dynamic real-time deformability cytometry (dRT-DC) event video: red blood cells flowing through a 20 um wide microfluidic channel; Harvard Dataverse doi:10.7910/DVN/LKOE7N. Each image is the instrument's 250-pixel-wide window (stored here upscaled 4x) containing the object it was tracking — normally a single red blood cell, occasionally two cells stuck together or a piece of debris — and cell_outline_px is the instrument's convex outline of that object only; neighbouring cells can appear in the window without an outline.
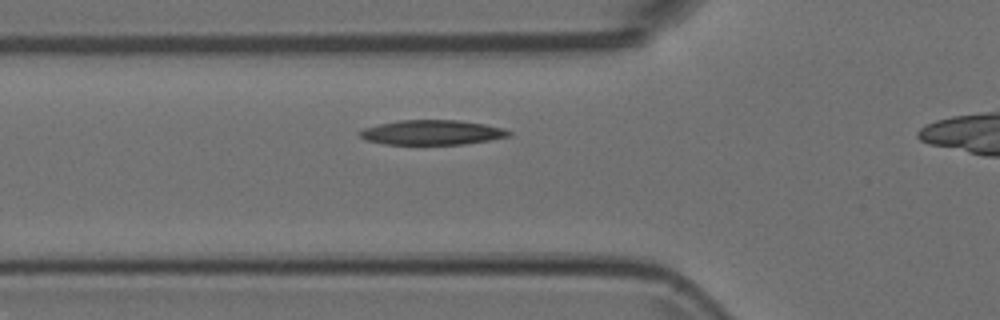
{"species": "Egyptian fruit bat (a non-hibernating species)", "species_latin": "Rousettus aegyptiacus", "temperature_condition": "room temperature", "stored_images_in_passage": 32, "camera_frame_rate_fps": 3000, "um_per_image_px": 0.085, "animal": {"sex": "female"}, "frame": {"image": 1, "passage_image": 4, "time_ms": 1.0, "image_size_px": [1000, 320], "cell_outline_px": [[512, 136], [464, 144], [384, 144], [364, 140], [356, 132], [364, 128], [380, 124], [400, 120], [456, 120], [484, 124], [504, 128], [512, 132]], "centroid_in_image_um": [36.71, 11.26], "position_along_channel_um": 89.1, "area_um2": 21.5}}
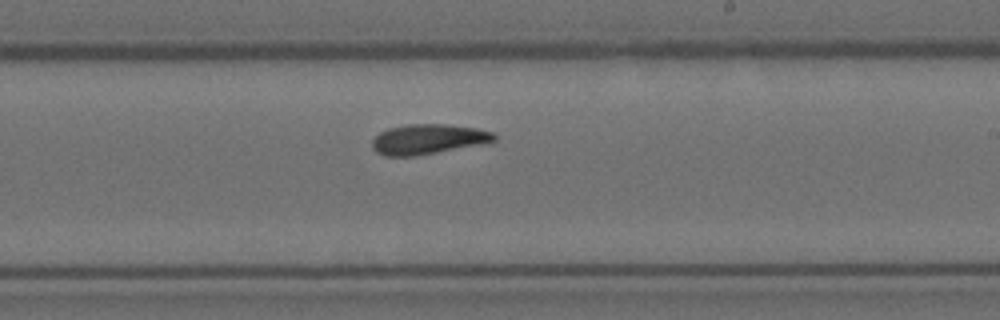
{"frame": {"image": 2, "passage_image": 17, "time_ms": 5.333, "image_size_px": [1000, 320], "cell_outline_px": [[496, 140], [480, 144], [416, 156], [384, 156], [376, 152], [372, 148], [372, 140], [380, 132], [388, 128], [408, 124], [444, 124], [476, 128], [492, 132], [496, 136]], "centroid_in_image_um": [36.34, 11.83], "position_along_channel_um": 252.7, "area_um2": 21.21}}
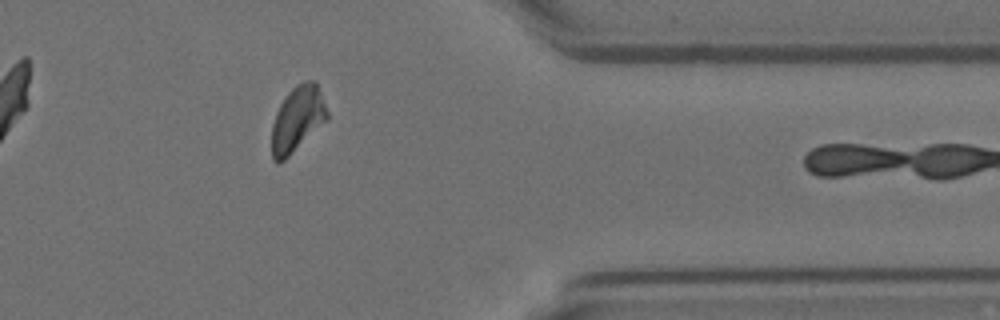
{"frame": {"image": 3, "passage_image": 29, "time_ms": 9.333, "image_size_px": [1000, 320], "cell_outline_px": [[328, 120], [284, 160], [276, 164], [272, 160], [272, 124], [276, 112], [280, 104], [288, 92], [296, 84], [304, 80], [316, 80], [328, 112]], "centroid_in_image_um": [25.28, 10.1], "position_along_channel_um": 386.1, "area_um2": 21.27}}